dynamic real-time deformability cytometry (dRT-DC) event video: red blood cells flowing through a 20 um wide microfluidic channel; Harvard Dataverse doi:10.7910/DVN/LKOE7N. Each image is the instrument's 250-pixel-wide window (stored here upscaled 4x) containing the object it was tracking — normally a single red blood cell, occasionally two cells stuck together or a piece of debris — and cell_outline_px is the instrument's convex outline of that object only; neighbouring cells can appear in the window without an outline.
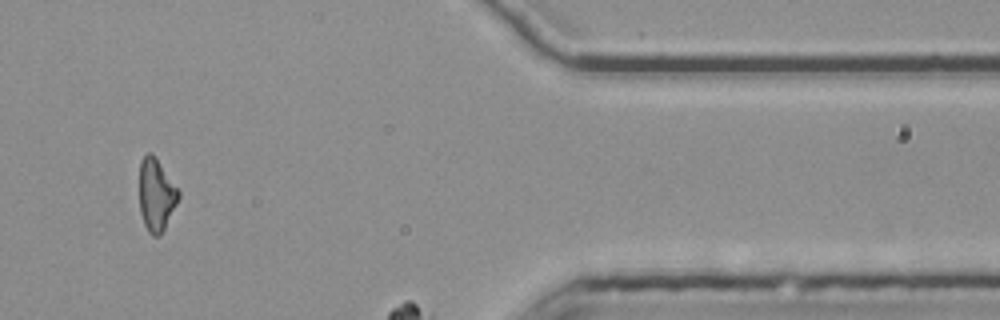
{"species": "common noctule bat (a hibernating species)", "species_latin": "Nyctalus noctula", "temperature_condition": "room temperature", "stored_images_in_passage": 54, "segment_of_instrument_passage": [2, 2], "camera_frame_rate_fps": 3000, "um_per_image_px": 0.085, "animal": {"sex": "female", "body_mass_g": 25.1}, "frame": {"image": 1, "passage_image": 47, "time_ms": 15.333, "image_size_px": [1000, 320], "cell_outline_px": [[180, 196], [160, 236], [152, 236], [148, 232], [144, 224], [140, 212], [140, 160], [148, 152], [152, 152], [156, 156], [180, 192]], "centroid_in_image_um": [13.27, 16.54], "position_along_channel_um": 398.1, "area_um2": 16.47}}
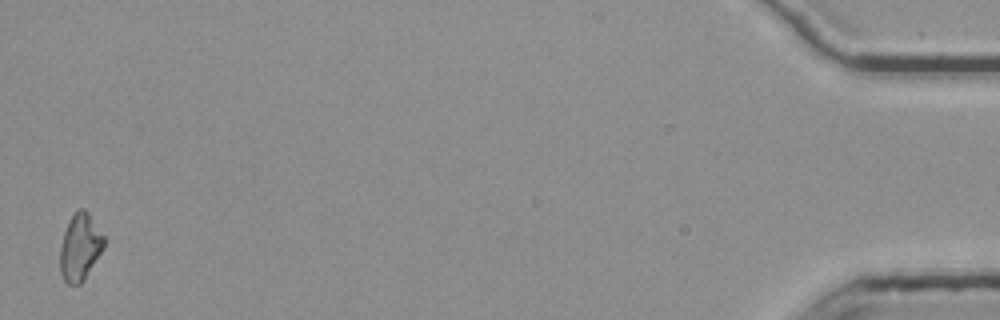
{"frame": {"image": 2, "passage_image": 54, "time_ms": 17.667, "image_size_px": [1000, 320], "cell_outline_px": [[104, 248], [84, 280], [80, 284], [68, 284], [64, 280], [60, 272], [60, 248], [64, 232], [76, 208], [84, 208], [88, 212], [104, 236]], "centroid_in_image_um": [6.8, 21.01], "position_along_channel_um": 428.4, "area_um2": 17.05}}